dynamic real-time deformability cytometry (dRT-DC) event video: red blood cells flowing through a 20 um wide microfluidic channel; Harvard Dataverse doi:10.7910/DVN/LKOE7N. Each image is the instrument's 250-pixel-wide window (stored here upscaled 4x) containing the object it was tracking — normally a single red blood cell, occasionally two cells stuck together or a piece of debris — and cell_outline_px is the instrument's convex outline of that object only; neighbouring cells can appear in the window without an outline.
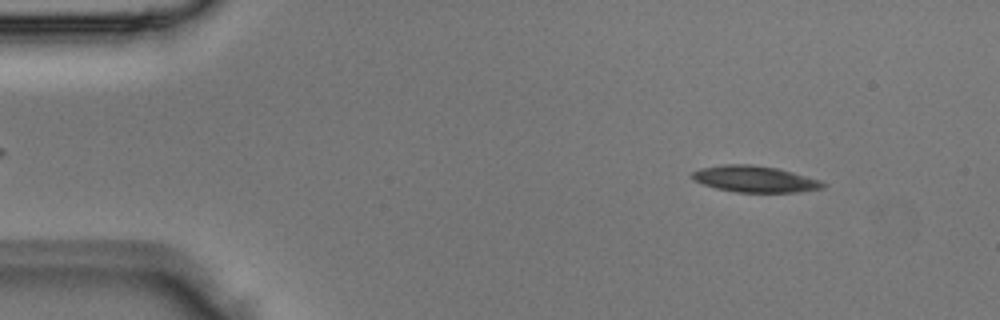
{"species": "Egyptian fruit bat (a non-hibernating species)", "species_latin": "Rousettus aegyptiacus", "temperature_condition": "room temperature", "stored_images_in_passage": 3, "camera_frame_rate_fps": 3000, "um_per_image_px": 0.085, "animal": {"sex": "male"}, "frame": {"image": 1, "passage_image": 1, "time_ms": 0.0, "image_size_px": [1000, 320], "cell_outline_px": [[828, 184], [824, 188], [800, 192], [736, 192], [716, 188], [704, 184], [696, 180], [692, 176], [692, 172], [700, 168], [720, 164], [752, 164], [776, 168], [792, 172], [820, 180]], "centroid_in_image_um": [64.19, 15.21], "position_along_channel_um": 20.8, "area_um2": 20.06}}
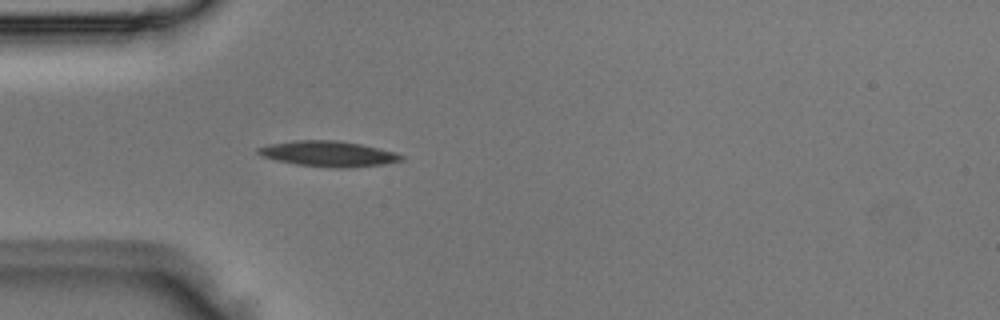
{"frame": {"image": 2, "passage_image": 3, "time_ms": 0.667, "image_size_px": [1000, 320], "cell_outline_px": [[404, 160], [384, 164], [348, 168], [332, 168], [296, 164], [276, 160], [264, 156], [256, 152], [256, 148], [268, 144], [292, 140], [336, 140], [360, 144], [396, 152], [404, 156]], "centroid_in_image_um": [27.91, 13.07], "position_along_channel_um": 57.1, "area_um2": 21.39}}